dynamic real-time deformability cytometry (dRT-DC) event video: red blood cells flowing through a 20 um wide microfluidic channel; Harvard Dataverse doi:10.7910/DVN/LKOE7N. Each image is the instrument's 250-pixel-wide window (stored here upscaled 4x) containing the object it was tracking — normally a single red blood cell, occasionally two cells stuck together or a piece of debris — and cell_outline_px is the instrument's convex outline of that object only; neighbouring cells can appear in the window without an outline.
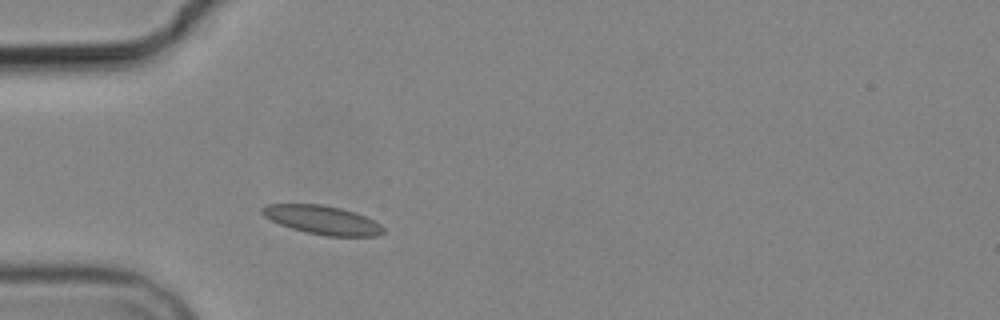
{"species": "common noctule bat (a hibernating species)", "species_latin": "Nyctalus noctula", "temperature_condition": "cold", "stored_images_in_passage": 1, "camera_frame_rate_fps": 3000, "um_per_image_px": 0.085, "animal": {"sex": "male", "body_mass_g": 19.2, "forearm_length_mm": 51.8}, "frame": {"image": 1, "passage_image": 1, "time_ms": 0.0, "image_size_px": [1000, 320], "cell_outline_px": [[384, 232], [380, 236], [324, 236], [292, 228], [280, 224], [264, 216], [260, 212], [260, 208], [268, 204], [320, 204], [340, 208], [356, 212], [380, 224], [384, 228]], "centroid_in_image_um": [27.41, 18.69], "position_along_channel_um": 57.6, "area_um2": 20.17}}